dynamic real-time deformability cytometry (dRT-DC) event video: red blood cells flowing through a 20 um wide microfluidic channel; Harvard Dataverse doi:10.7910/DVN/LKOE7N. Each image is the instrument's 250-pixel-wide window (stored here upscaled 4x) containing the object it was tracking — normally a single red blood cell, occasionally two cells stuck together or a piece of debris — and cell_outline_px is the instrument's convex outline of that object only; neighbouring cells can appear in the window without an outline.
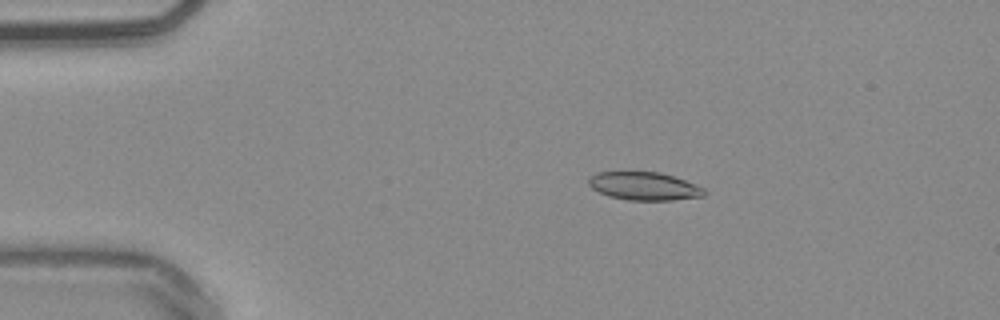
{"species": "common noctule bat (a hibernating species)", "species_latin": "Nyctalus noctula", "temperature_condition": "warm", "stored_images_in_passage": 30, "camera_frame_rate_fps": 3000, "um_per_image_px": 0.085, "animal": {"sex": "male", "body_mass_g": 20.4}, "frame": {"image": 1, "passage_image": 1, "time_ms": 0.0, "image_size_px": [1000, 320], "cell_outline_px": [[708, 192], [704, 196], [672, 200], [628, 200], [608, 196], [592, 188], [588, 184], [588, 180], [596, 172], [660, 172], [696, 184], [704, 188]], "centroid_in_image_um": [54.78, 15.82], "position_along_channel_um": 30.2, "area_um2": 18.9}}
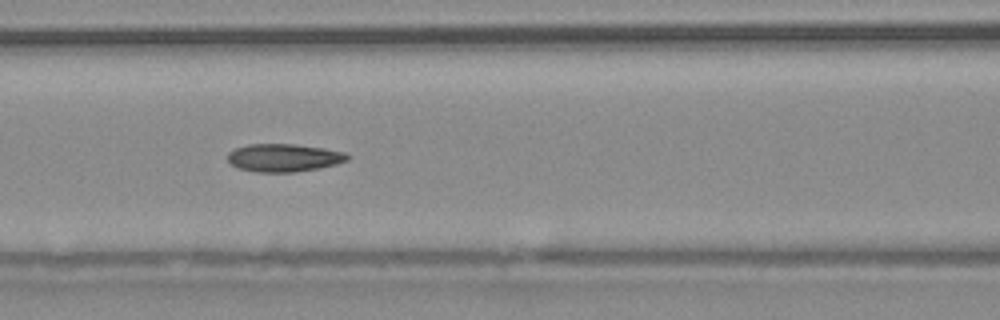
{"frame": {"image": 2, "passage_image": 14, "time_ms": 4.333, "image_size_px": [1000, 320], "cell_outline_px": [[352, 156], [348, 160], [336, 164], [320, 168], [292, 172], [256, 172], [240, 168], [232, 164], [228, 160], [228, 152], [236, 148], [248, 144], [296, 144], [324, 148], [344, 152]], "centroid_in_image_um": [24.16, 13.4], "position_along_channel_um": 142.4, "area_um2": 19.48}}
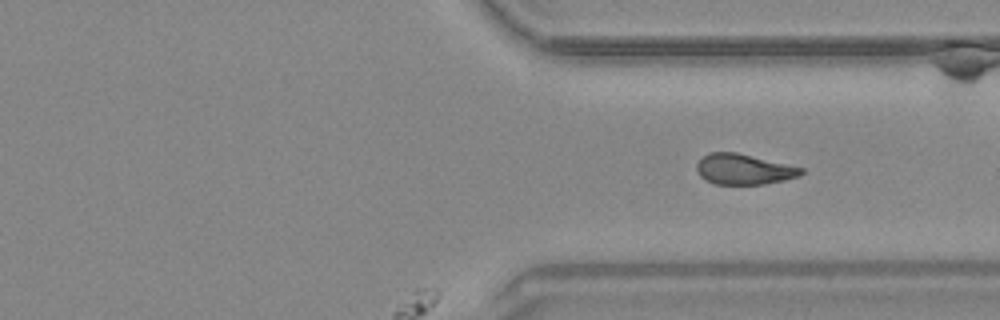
{"frame": {"image": 3, "passage_image": 30, "time_ms": 9.667, "image_size_px": [1000, 320], "cell_outline_px": [[804, 172], [800, 176], [784, 180], [764, 184], [716, 184], [700, 176], [696, 168], [696, 164], [708, 152], [736, 152], [804, 168]], "centroid_in_image_um": [63.24, 14.38], "position_along_channel_um": 348.2, "area_um2": 18.44}}